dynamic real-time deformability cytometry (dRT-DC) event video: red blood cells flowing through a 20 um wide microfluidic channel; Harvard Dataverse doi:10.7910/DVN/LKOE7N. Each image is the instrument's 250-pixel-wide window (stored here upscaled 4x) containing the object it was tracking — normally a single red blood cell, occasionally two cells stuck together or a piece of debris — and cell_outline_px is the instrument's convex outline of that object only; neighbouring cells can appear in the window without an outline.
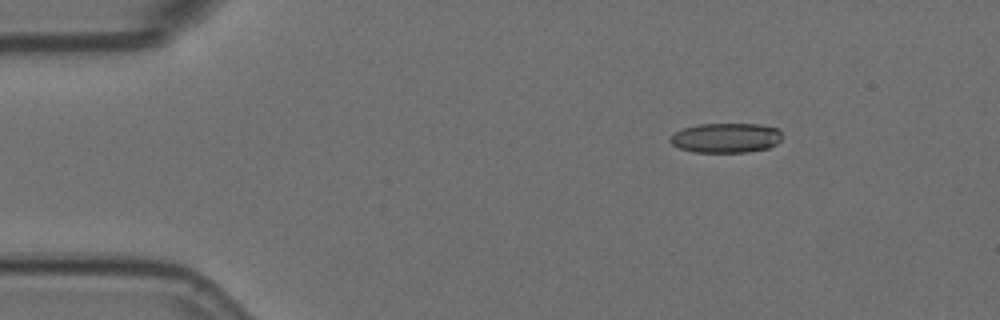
{"species": "Egyptian fruit bat (a non-hibernating species)", "species_latin": "Rousettus aegyptiacus", "temperature_condition": "room temperature", "stored_images_in_passage": 4, "camera_frame_rate_fps": 3000, "um_per_image_px": 0.085, "animal": {"sex": "female"}, "frame": {"image": 1, "passage_image": 2, "time_ms": 0.333, "image_size_px": [1000, 320], "cell_outline_px": [[784, 136], [776, 144], [768, 148], [748, 152], [692, 152], [680, 148], [672, 144], [668, 140], [676, 132], [684, 128], [696, 124], [760, 124], [780, 128]], "centroid_in_image_um": [61.76, 11.71], "position_along_channel_um": 23.2, "area_um2": 19.59}}